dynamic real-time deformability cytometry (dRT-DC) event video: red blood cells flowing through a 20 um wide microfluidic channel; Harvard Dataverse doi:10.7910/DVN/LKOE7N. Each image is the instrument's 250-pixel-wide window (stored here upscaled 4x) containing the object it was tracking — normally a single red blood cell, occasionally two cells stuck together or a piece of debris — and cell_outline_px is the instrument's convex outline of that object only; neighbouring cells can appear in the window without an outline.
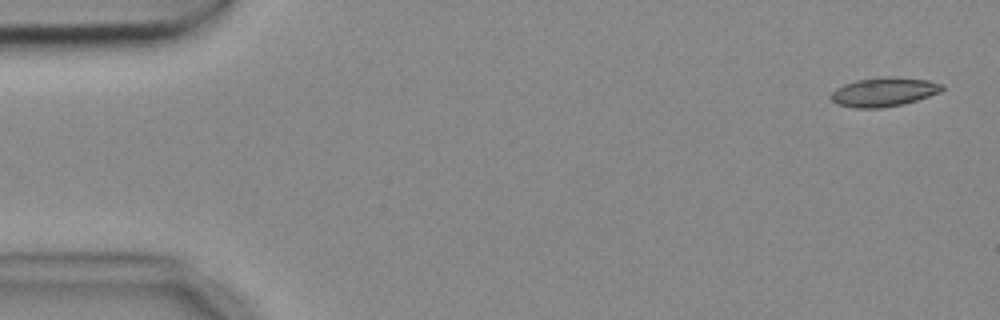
{"species": "common noctule bat (a hibernating species)", "species_latin": "Nyctalus noctula", "temperature_condition": "cold", "stored_images_in_passage": 7, "camera_frame_rate_fps": 3000, "um_per_image_px": 0.085, "animal": {"sex": "female", "body_mass_g": 18.4}, "frame": {"image": 1, "passage_image": 1, "time_ms": 0.0, "image_size_px": [1000, 320], "cell_outline_px": [[944, 88], [940, 92], [904, 104], [880, 108], [856, 108], [836, 104], [828, 96], [836, 88], [844, 84], [856, 80], [888, 76], [892, 76], [928, 80], [944, 84]], "centroid_in_image_um": [75.11, 7.81], "position_along_channel_um": 9.9, "area_um2": 18.9}}
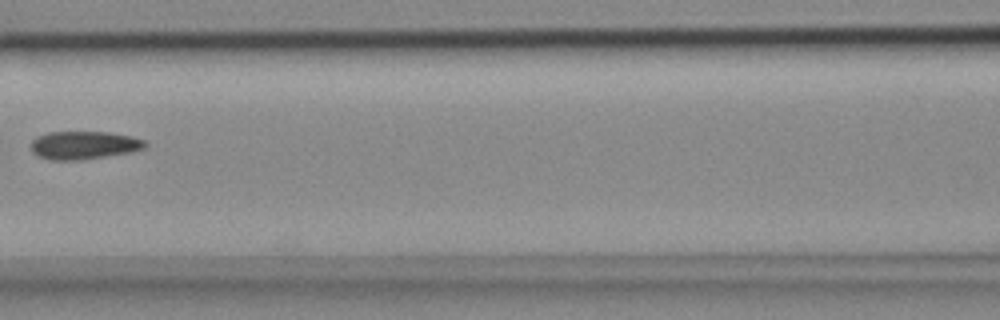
{"frame": {"image": 2, "passage_image": 6, "time_ms": 1.667, "image_size_px": [1000, 320], "cell_outline_px": [[148, 144], [144, 148], [132, 152], [84, 160], [48, 160], [32, 152], [32, 140], [36, 136], [48, 132], [108, 132], [132, 136], [144, 140]], "centroid_in_image_um": [7.15, 12.34], "position_along_channel_um": 159.5, "area_um2": 18.84}}
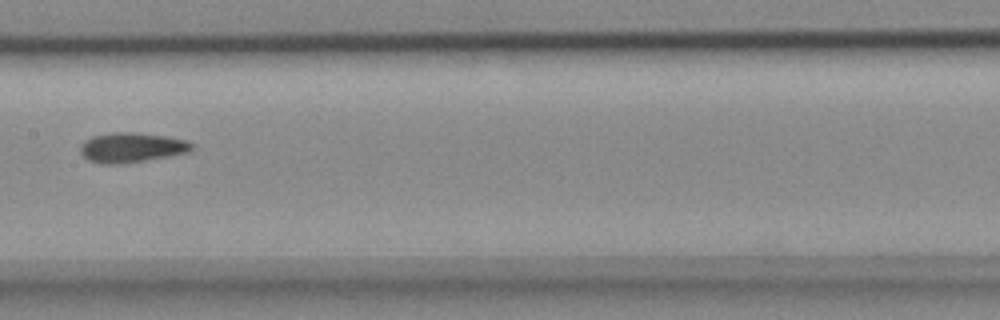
{"frame": {"image": 3, "passage_image": 7, "time_ms": 2.0, "image_size_px": [1000, 320], "cell_outline_px": [[192, 148], [188, 152], [168, 156], [124, 164], [100, 164], [88, 160], [80, 152], [80, 144], [84, 140], [92, 136], [112, 132], [136, 132], [164, 136], [188, 140], [192, 144]], "centroid_in_image_um": [11.14, 12.54], "position_along_channel_um": 196.3, "area_um2": 19.48}}